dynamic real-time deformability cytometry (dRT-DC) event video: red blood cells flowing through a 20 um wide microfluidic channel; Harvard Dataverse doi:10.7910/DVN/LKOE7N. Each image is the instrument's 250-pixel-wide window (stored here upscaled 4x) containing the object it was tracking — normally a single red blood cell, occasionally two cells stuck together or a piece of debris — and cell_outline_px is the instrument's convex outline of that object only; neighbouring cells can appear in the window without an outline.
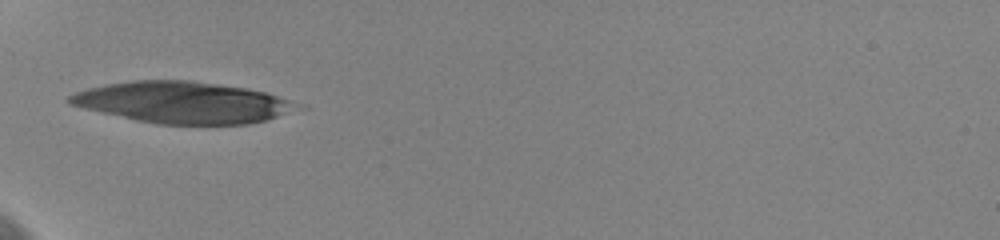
{"species": "human", "species_latin": "Homo sapiens", "temperature_condition": "cold", "stored_images_in_passage": 36, "camera_frame_rate_fps": 3000, "um_per_image_px": 0.085, "donor": {"sex": "female"}, "frame": {"image": 1, "passage_image": 1, "time_ms": 0.0, "image_size_px": [1000, 240], "cell_outline_px": [[308, 108], [268, 120], [248, 124], [156, 124], [136, 120], [84, 108], [68, 104], [64, 100], [68, 96], [76, 92], [88, 88], [108, 84], [132, 80], [192, 80], [248, 88], [268, 92]], "centroid_in_image_um": [15.6, 8.71], "position_along_channel_um": 69.4, "area_um2": 55.37}}